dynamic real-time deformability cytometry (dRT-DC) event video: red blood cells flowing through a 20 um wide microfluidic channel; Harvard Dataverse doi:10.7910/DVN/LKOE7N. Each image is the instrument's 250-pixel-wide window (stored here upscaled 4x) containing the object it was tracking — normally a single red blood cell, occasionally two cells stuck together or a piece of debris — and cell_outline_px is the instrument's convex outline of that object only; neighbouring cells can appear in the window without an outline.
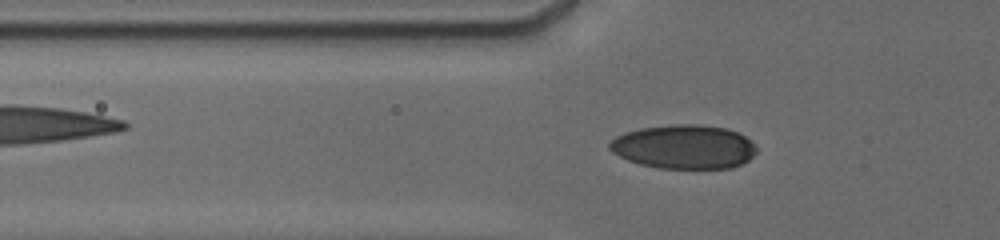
{"species": "human", "species_latin": "Homo sapiens", "temperature_condition": "cold", "stored_images_in_passage": 46, "camera_frame_rate_fps": 3000, "um_per_image_px": 0.085, "donor": {"sex": "male"}, "frame": {"image": 1, "passage_image": 12, "time_ms": 3.0, "image_size_px": [1000, 240], "cell_outline_px": [[756, 152], [748, 160], [732, 168], [660, 168], [640, 164], [628, 160], [612, 152], [608, 148], [608, 144], [616, 136], [624, 132], [640, 128], [668, 124], [700, 124], [724, 128], [736, 132], [744, 136], [756, 144]], "centroid_in_image_um": [58.12, 12.47], "position_along_channel_um": 67.7, "area_um2": 37.74}}
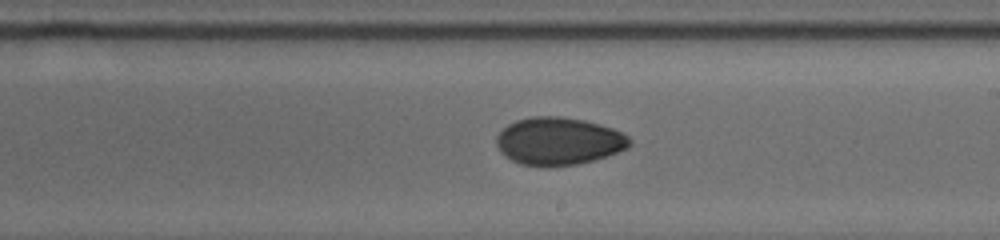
{"frame": {"image": 2, "passage_image": 27, "time_ms": 7.667, "image_size_px": [1000, 240], "cell_outline_px": [[632, 144], [628, 148], [596, 160], [576, 164], [548, 168], [520, 164], [512, 160], [500, 152], [496, 144], [496, 136], [508, 124], [516, 120], [532, 116], [560, 116], [584, 120], [600, 124], [612, 128], [628, 136], [632, 140]], "centroid_in_image_um": [47.49, 12.01], "position_along_channel_um": 241.5, "area_um2": 37.4}}
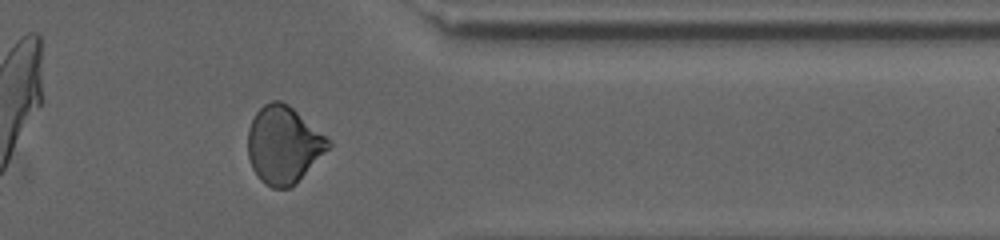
{"frame": {"image": 3, "passage_image": 40, "time_ms": 11.667, "image_size_px": [1000, 240], "cell_outline_px": [[332, 144], [296, 184], [288, 188], [272, 188], [264, 184], [260, 180], [252, 168], [248, 156], [248, 128], [256, 112], [264, 104], [272, 100], [280, 100], [288, 104], [324, 136]], "centroid_in_image_um": [24.06, 12.33], "position_along_channel_um": 387.3, "area_um2": 35.84}, "authors_computed_cell_mechanics": {"area_um2": 35.8649, "velocity_mm_per_s": 3.8097, "shape_relaxation_time_tau1_ms": 8.3354, "shape_relaxation_time_tau2_ms": 9.2641, "deformation_change_tau1": 0.1353, "deformation_change_tau2": 0.0929}}